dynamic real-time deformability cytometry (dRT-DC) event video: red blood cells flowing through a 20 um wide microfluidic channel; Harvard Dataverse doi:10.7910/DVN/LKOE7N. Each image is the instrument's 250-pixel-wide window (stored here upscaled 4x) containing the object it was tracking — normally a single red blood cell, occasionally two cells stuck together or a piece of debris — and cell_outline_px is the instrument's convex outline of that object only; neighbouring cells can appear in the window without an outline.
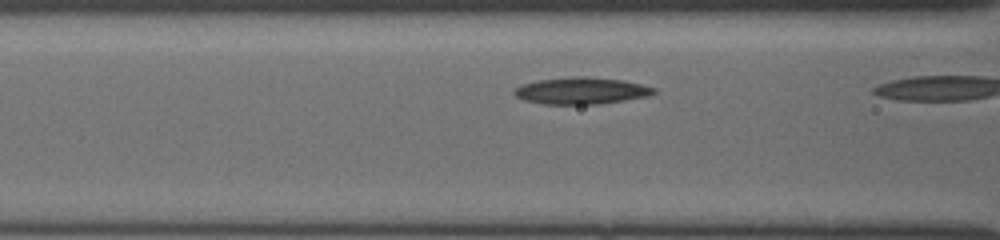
{"species": "common noctule bat (a hibernating species)", "species_latin": "Nyctalus noctula", "temperature_condition": "cold", "stored_images_in_passage": 4, "camera_frame_rate_fps": 3000, "um_per_image_px": 0.085, "animal": {"sex": "female", "body_mass_g": 19.5, "forearm_length_mm": 54.1}, "frame": {"image": 1, "passage_image": 3, "time_ms": 0.667, "image_size_px": [1000, 240], "cell_outline_px": [[656, 92], [648, 96], [600, 104], [544, 104], [524, 100], [516, 96], [512, 92], [520, 84], [536, 80], [572, 76], [584, 76], [624, 80], [656, 88]], "centroid_in_image_um": [49.38, 7.7], "position_along_channel_um": 117.2, "area_um2": 21.91}}